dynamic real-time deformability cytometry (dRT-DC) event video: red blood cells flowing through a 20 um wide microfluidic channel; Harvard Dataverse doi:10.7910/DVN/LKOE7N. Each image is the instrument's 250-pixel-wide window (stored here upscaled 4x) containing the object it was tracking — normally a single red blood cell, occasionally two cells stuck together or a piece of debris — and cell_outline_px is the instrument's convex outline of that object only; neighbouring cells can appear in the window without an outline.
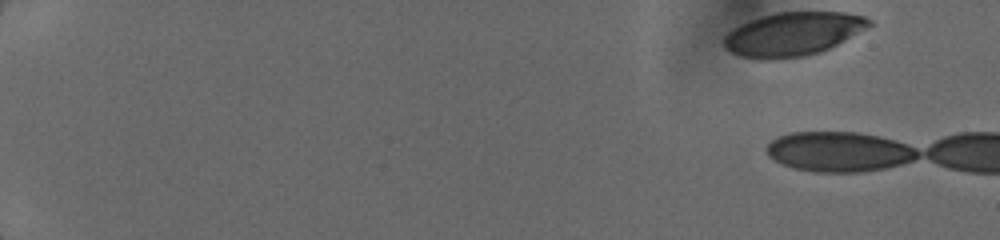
{"species": "human", "species_latin": "Homo sapiens", "temperature_condition": "cold", "stored_images_in_passage": 7, "camera_frame_rate_fps": 3000, "um_per_image_px": 0.085, "donor": {"sex": "female"}, "frame": {"image": 1, "passage_image": 1, "time_ms": 0.0, "image_size_px": [1000, 240], "cell_outline_px": [[872, 24], [836, 44], [820, 52], [804, 56], [764, 60], [760, 60], [740, 56], [732, 52], [724, 44], [724, 36], [732, 28], [740, 24], [776, 12], [844, 12], [864, 16], [872, 20]], "centroid_in_image_um": [67.37, 2.89], "position_along_channel_um": 17.6, "area_um2": 36.41}}